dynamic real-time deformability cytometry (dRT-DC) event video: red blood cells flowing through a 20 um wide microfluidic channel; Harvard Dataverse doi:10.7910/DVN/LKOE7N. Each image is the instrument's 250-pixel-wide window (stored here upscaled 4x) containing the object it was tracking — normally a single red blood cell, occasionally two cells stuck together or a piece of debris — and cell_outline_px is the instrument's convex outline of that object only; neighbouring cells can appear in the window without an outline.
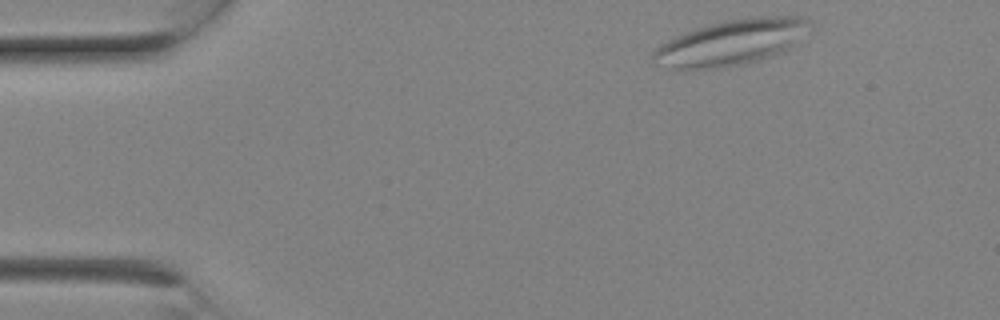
{"species": "Egyptian fruit bat (a non-hibernating species)", "species_latin": "Rousettus aegyptiacus", "temperature_condition": "room temperature", "stored_images_in_passage": 2, "camera_frame_rate_fps": 3000, "um_per_image_px": 0.085, "animal": {"sex": "female"}, "frame": {"image": 1, "passage_image": 1, "time_ms": 0.0, "image_size_px": [1000, 320], "cell_outline_px": [[812, 24], [788, 48], [780, 52], [744, 64], [720, 68], [680, 72], [652, 64], [652, 52], [660, 44], [676, 36], [696, 28], [708, 24], [728, 20], [756, 16], [800, 16], [812, 20]], "centroid_in_image_um": [62.03, 3.64], "position_along_channel_um": 23.0, "area_um2": 41.91}}